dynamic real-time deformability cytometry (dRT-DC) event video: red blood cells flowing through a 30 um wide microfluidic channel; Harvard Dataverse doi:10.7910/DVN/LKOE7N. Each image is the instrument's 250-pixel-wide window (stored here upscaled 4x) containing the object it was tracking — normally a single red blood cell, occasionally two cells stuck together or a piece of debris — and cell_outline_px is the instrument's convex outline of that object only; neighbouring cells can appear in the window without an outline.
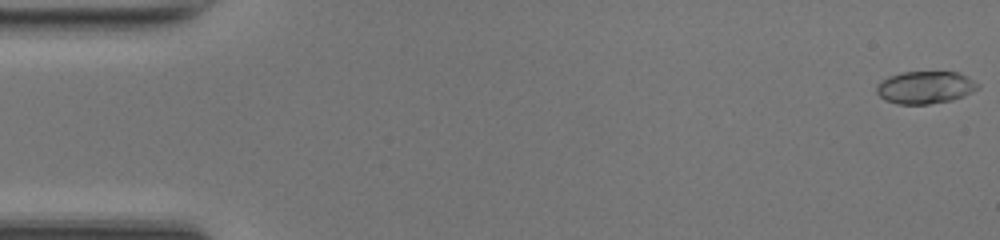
{"species": "common noctule bat (a hibernating species)", "species_latin": "Nyctalus noctula", "temperature_condition": "room temperature", "stored_images_in_passage": 49, "camera_frame_rate_fps": 3000, "um_per_image_px": 0.085, "animal": {"sex": "female", "body_mass_g": 17.0, "forearm_length_mm": 48.0}, "frame": {"image": 1, "passage_image": 1, "time_ms": 0.0, "image_size_px": [1000, 240], "cell_outline_px": [[980, 88], [964, 96], [952, 100], [928, 104], [896, 104], [884, 100], [876, 92], [876, 84], [880, 80], [888, 76], [900, 72], [956, 72], [980, 84]], "centroid_in_image_um": [78.6, 7.43], "position_along_channel_um": 6.4, "area_um2": 19.31}}
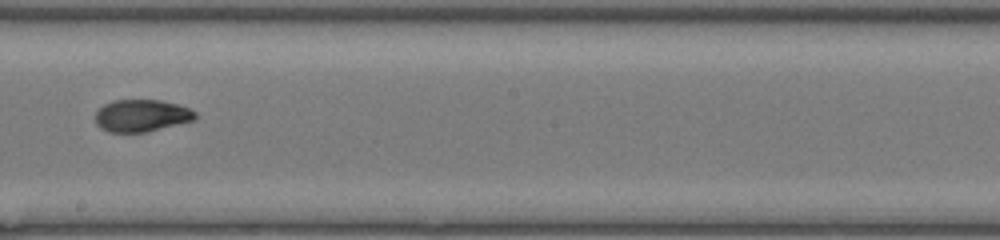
{"frame": {"image": 2, "passage_image": 28, "time_ms": 9.0, "image_size_px": [1000, 240], "cell_outline_px": [[196, 116], [192, 120], [144, 132], [108, 132], [100, 128], [96, 124], [96, 112], [104, 104], [112, 100], [160, 100], [176, 104], [188, 108], [196, 112]], "centroid_in_image_um": [11.98, 9.82], "position_along_channel_um": 236.2, "area_um2": 18.44}}
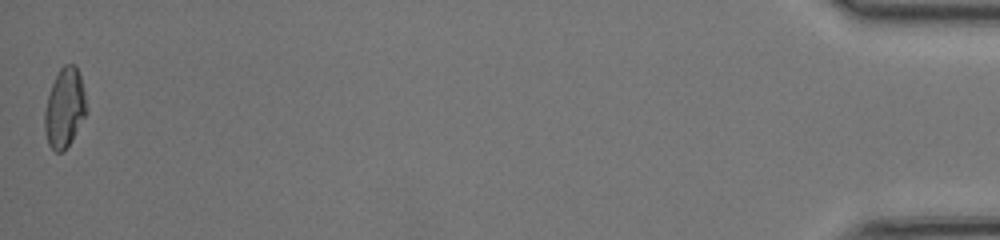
{"frame": {"image": 3, "passage_image": 49, "time_ms": 16.0, "image_size_px": [1000, 240], "cell_outline_px": [[88, 112], [72, 140], [60, 152], [56, 152], [48, 144], [44, 128], [44, 112], [48, 96], [52, 84], [60, 68], [64, 64], [76, 64], [80, 76], [88, 108]], "centroid_in_image_um": [5.51, 9.16], "position_along_channel_um": 429.7, "area_um2": 19.31}, "authors_computed_cell_mechanics": {"area_um2": 19.1318, "velocity_mm_per_s": 4.2579, "shape_relaxation_time_tau1_ms": null, "shape_relaxation_time_tau2_ms": 1.4497, "deformation_change_tau1": null, "deformation_change_tau2": 0.0553}}